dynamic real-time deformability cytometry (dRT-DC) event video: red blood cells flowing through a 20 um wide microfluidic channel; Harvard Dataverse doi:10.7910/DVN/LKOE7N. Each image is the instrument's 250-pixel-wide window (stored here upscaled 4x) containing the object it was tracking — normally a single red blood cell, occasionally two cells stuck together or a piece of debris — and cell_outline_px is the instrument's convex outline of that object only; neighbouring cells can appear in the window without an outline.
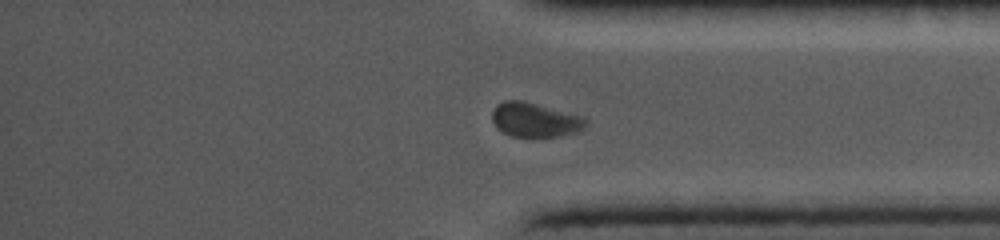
{"species": "common noctule bat (a hibernating species)", "species_latin": "Nyctalus noctula", "temperature_condition": "cold", "stored_images_in_passage": 37, "segment_of_instrument_passage": [2, 2], "camera_frame_rate_fps": 5000, "um_per_image_px": 0.085, "animal": {"sex": "female", "body_mass_g": 19.0, "forearm_length_mm": 56.7}, "frame": {"image": 1, "passage_image": 37, "time_ms": 15.2, "image_size_px": [1000, 240], "cell_outline_px": [[588, 124], [584, 128], [576, 132], [560, 136], [540, 140], [512, 136], [496, 128], [492, 120], [492, 112], [496, 104], [504, 100], [520, 100], [584, 116], [588, 120]], "centroid_in_image_um": [45.49, 10.23], "position_along_channel_um": 389.7, "area_um2": 19.42}}